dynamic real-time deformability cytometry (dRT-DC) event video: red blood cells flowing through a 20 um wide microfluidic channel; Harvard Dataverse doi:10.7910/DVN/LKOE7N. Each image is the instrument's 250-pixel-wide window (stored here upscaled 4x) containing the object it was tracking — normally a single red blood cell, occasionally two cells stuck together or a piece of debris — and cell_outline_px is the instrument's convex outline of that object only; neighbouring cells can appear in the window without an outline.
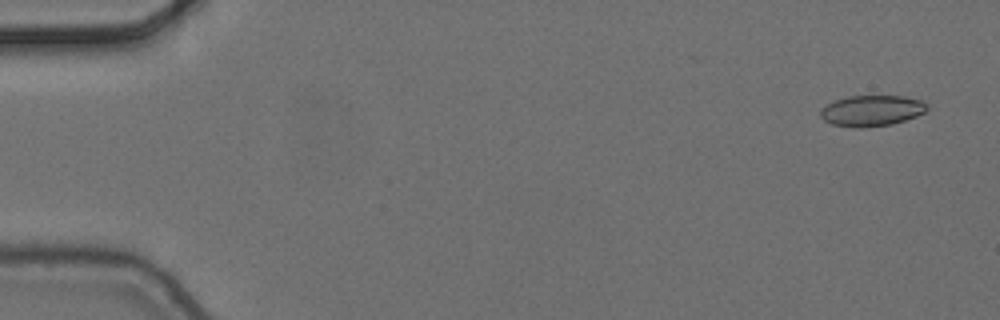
{"species": "common noctule bat (a hibernating species)", "species_latin": "Nyctalus noctula", "temperature_condition": "cold", "stored_images_in_passage": 6, "camera_frame_rate_fps": 3000, "um_per_image_px": 0.085, "animal": {"sex": "female", "body_mass_g": 24.6, "forearm_length_mm": 56.2}, "frame": {"image": 1, "passage_image": 1, "time_ms": 0.0, "image_size_px": [1000, 320], "cell_outline_px": [[928, 108], [924, 112], [916, 116], [892, 124], [864, 128], [856, 128], [832, 124], [824, 120], [820, 116], [820, 112], [828, 104], [836, 100], [848, 96], [904, 96], [920, 100]], "centroid_in_image_um": [74.08, 9.42], "position_along_channel_um": 10.9, "area_um2": 18.96}}
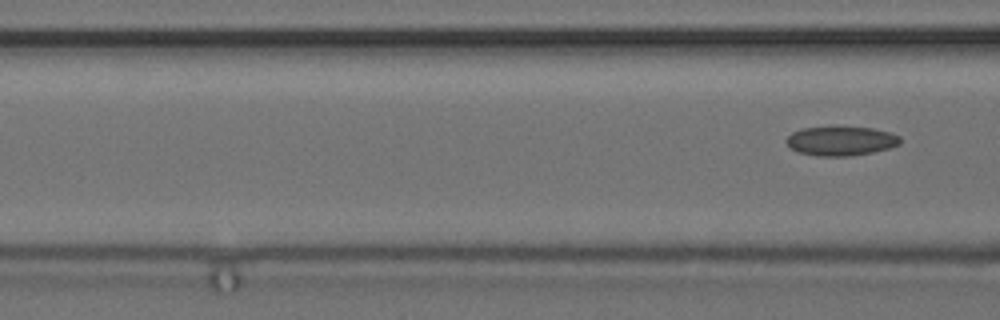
{"frame": {"image": 2, "passage_image": 6, "time_ms": 1.667, "image_size_px": [1000, 320], "cell_outline_px": [[900, 144], [888, 148], [872, 152], [852, 156], [816, 156], [796, 152], [788, 148], [784, 140], [792, 132], [800, 128], [832, 124], [872, 128], [892, 132], [900, 136]], "centroid_in_image_um": [71.41, 11.94], "position_along_channel_um": 95.2, "area_um2": 20.46}}